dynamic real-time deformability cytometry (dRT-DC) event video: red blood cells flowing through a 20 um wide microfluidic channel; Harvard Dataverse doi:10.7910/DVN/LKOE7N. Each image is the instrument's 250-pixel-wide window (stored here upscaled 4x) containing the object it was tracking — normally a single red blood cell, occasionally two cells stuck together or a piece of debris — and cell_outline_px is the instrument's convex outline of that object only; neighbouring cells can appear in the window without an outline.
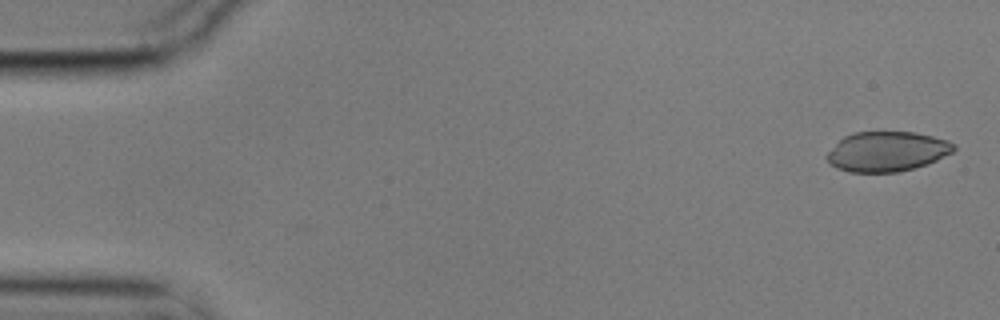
{"species": "common noctule bat (a hibernating species)", "species_latin": "Nyctalus noctula", "temperature_condition": "cold", "stored_images_in_passage": 5, "camera_frame_rate_fps": 3000, "um_per_image_px": 0.085, "animal": {"sex": "male", "body_mass_g": 17.9}, "frame": {"image": 1, "passage_image": 1, "time_ms": 0.0, "image_size_px": [1000, 320], "cell_outline_px": [[956, 148], [952, 152], [936, 160], [912, 168], [896, 172], [848, 172], [836, 168], [828, 164], [824, 156], [844, 136], [852, 132], [916, 132], [948, 140], [956, 144]], "centroid_in_image_um": [75.36, 12.87], "position_along_channel_um": 9.6, "area_um2": 29.54}}